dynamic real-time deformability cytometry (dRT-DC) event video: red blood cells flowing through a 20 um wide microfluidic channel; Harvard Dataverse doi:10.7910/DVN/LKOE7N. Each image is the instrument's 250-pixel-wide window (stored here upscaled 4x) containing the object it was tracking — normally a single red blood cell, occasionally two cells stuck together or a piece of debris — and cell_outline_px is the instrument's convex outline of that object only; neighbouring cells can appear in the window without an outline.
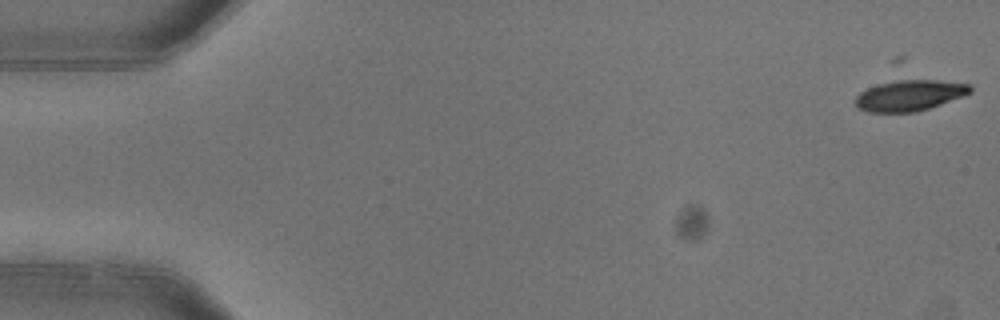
{"species": "common noctule bat (a hibernating species)", "species_latin": "Nyctalus noctula", "temperature_condition": "warm", "stored_images_in_passage": 4, "camera_frame_rate_fps": 3000, "um_per_image_px": 0.085, "animal": {"sex": "female"}, "frame": {"image": 1, "passage_image": 1, "time_ms": 0.0, "image_size_px": [1000, 320], "cell_outline_px": [[972, 92], [964, 96], [916, 112], [868, 112], [860, 108], [856, 104], [856, 96], [860, 92], [868, 88], [880, 84], [896, 80], [936, 80], [972, 84]], "centroid_in_image_um": [77.36, 8.11], "position_along_channel_um": 7.6, "area_um2": 20.46}}